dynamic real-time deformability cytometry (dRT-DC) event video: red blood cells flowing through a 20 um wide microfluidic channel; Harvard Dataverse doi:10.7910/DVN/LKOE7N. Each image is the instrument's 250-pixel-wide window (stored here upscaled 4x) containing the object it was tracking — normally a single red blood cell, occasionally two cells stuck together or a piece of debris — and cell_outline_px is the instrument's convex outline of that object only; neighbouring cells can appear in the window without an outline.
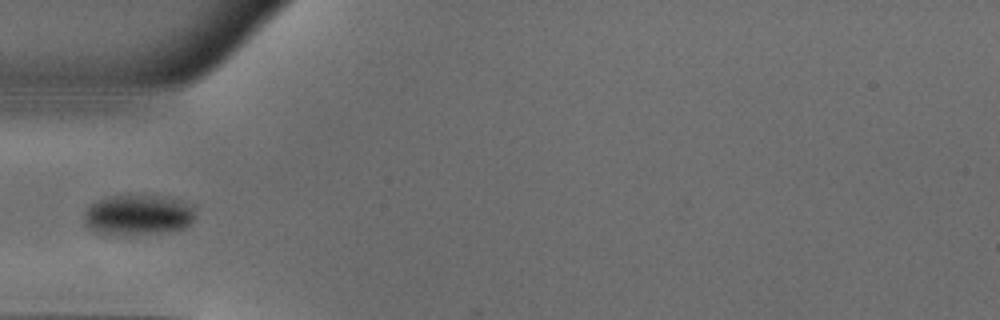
{"species": "common noctule bat (a hibernating species)", "species_latin": "Nyctalus noctula", "temperature_condition": "warm", "stored_images_in_passage": 35, "camera_frame_rate_fps": 3000, "um_per_image_px": 0.085, "animal": {"sex": "male", "body_mass_g": 18.8}, "frame": {"image": 1, "passage_image": 1, "time_ms": 0.0, "image_size_px": [1000, 320], "cell_outline_px": [[192, 220], [184, 228], [168, 232], [120, 236], [116, 236], [96, 232], [84, 220], [84, 212], [92, 204], [100, 200], [112, 196], [164, 196], [180, 200], [192, 204]], "centroid_in_image_um": [11.74, 18.29], "position_along_channel_um": 73.3, "area_um2": 26.01}}
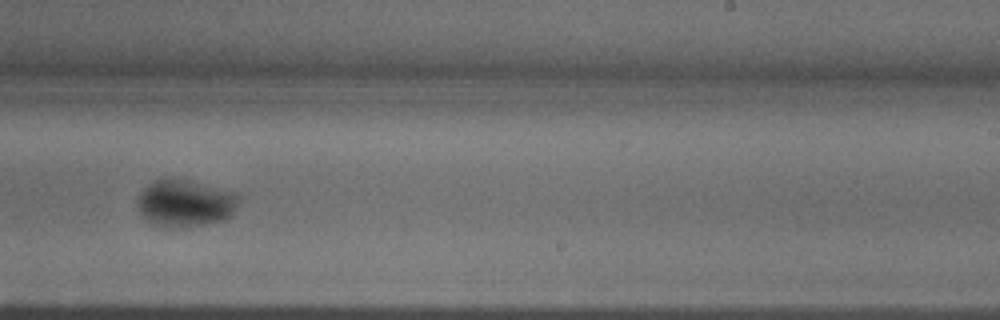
{"frame": {"image": 2, "passage_image": 16, "time_ms": 5.0, "image_size_px": [1000, 320], "cell_outline_px": [[240, 196], [232, 216], [208, 224], [172, 228], [168, 228], [152, 224], [144, 220], [140, 212], [136, 200], [140, 192], [148, 184], [156, 180], [188, 180], [236, 192]], "centroid_in_image_um": [15.73, 17.3], "position_along_channel_um": 273.3, "area_um2": 27.8}}
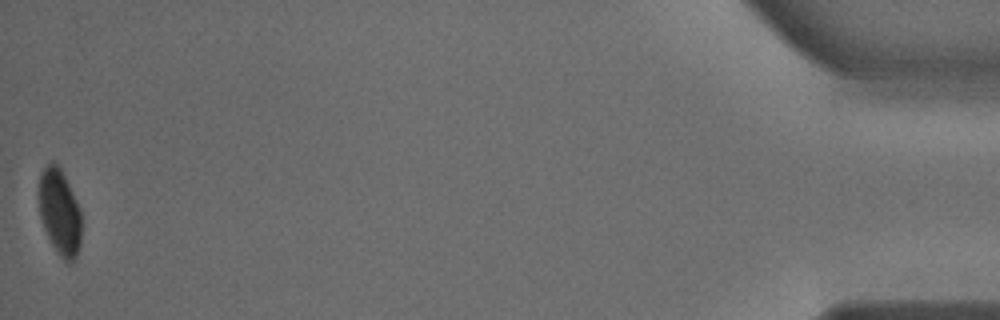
{"frame": {"image": 3, "passage_image": 35, "time_ms": 11.333, "image_size_px": [1000, 320], "cell_outline_px": [[80, 248], [76, 256], [68, 264], [60, 256], [52, 244], [44, 228], [40, 216], [36, 196], [40, 172], [48, 164], [56, 164], [60, 168], [80, 208]], "centroid_in_image_um": [5.03, 18.03], "position_along_channel_um": 430.2, "area_um2": 21.33}}